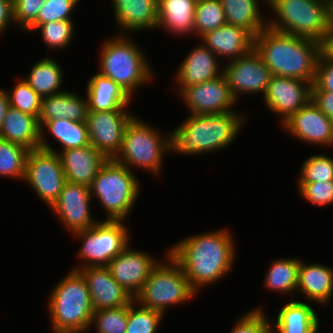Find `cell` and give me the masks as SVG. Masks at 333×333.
Wrapping results in <instances>:
<instances>
[{
  "label": "cell",
  "mask_w": 333,
  "mask_h": 333,
  "mask_svg": "<svg viewBox=\"0 0 333 333\" xmlns=\"http://www.w3.org/2000/svg\"><path fill=\"white\" fill-rule=\"evenodd\" d=\"M228 229L182 238L167 251L182 267L191 288L213 285L228 275L236 258L235 241ZM228 273V274H227Z\"/></svg>",
  "instance_id": "cell-1"
},
{
  "label": "cell",
  "mask_w": 333,
  "mask_h": 333,
  "mask_svg": "<svg viewBox=\"0 0 333 333\" xmlns=\"http://www.w3.org/2000/svg\"><path fill=\"white\" fill-rule=\"evenodd\" d=\"M254 50L272 75L314 83L320 43L267 26L254 37Z\"/></svg>",
  "instance_id": "cell-2"
},
{
  "label": "cell",
  "mask_w": 333,
  "mask_h": 333,
  "mask_svg": "<svg viewBox=\"0 0 333 333\" xmlns=\"http://www.w3.org/2000/svg\"><path fill=\"white\" fill-rule=\"evenodd\" d=\"M169 135V153L199 155L215 153L232 145L248 115L230 111L220 114L188 115Z\"/></svg>",
  "instance_id": "cell-3"
},
{
  "label": "cell",
  "mask_w": 333,
  "mask_h": 333,
  "mask_svg": "<svg viewBox=\"0 0 333 333\" xmlns=\"http://www.w3.org/2000/svg\"><path fill=\"white\" fill-rule=\"evenodd\" d=\"M54 287L47 307L53 333H85L91 329L94 309L83 275L71 269Z\"/></svg>",
  "instance_id": "cell-4"
},
{
  "label": "cell",
  "mask_w": 333,
  "mask_h": 333,
  "mask_svg": "<svg viewBox=\"0 0 333 333\" xmlns=\"http://www.w3.org/2000/svg\"><path fill=\"white\" fill-rule=\"evenodd\" d=\"M117 35L103 41L101 45L99 73L118 84L132 97L141 85L153 81V68L131 36Z\"/></svg>",
  "instance_id": "cell-5"
},
{
  "label": "cell",
  "mask_w": 333,
  "mask_h": 333,
  "mask_svg": "<svg viewBox=\"0 0 333 333\" xmlns=\"http://www.w3.org/2000/svg\"><path fill=\"white\" fill-rule=\"evenodd\" d=\"M271 29L322 43L330 30V0H267Z\"/></svg>",
  "instance_id": "cell-6"
},
{
  "label": "cell",
  "mask_w": 333,
  "mask_h": 333,
  "mask_svg": "<svg viewBox=\"0 0 333 333\" xmlns=\"http://www.w3.org/2000/svg\"><path fill=\"white\" fill-rule=\"evenodd\" d=\"M135 172L107 159L90 185L92 198L96 197L107 214L105 220H125L134 208L140 192Z\"/></svg>",
  "instance_id": "cell-7"
},
{
  "label": "cell",
  "mask_w": 333,
  "mask_h": 333,
  "mask_svg": "<svg viewBox=\"0 0 333 333\" xmlns=\"http://www.w3.org/2000/svg\"><path fill=\"white\" fill-rule=\"evenodd\" d=\"M196 294L182 267L167 252L166 260H159L153 267L143 287L133 299L138 305L165 314L170 306L184 304L195 298Z\"/></svg>",
  "instance_id": "cell-8"
},
{
  "label": "cell",
  "mask_w": 333,
  "mask_h": 333,
  "mask_svg": "<svg viewBox=\"0 0 333 333\" xmlns=\"http://www.w3.org/2000/svg\"><path fill=\"white\" fill-rule=\"evenodd\" d=\"M160 132L135 115L125 128L122 148L115 160L131 171L141 168L159 175L163 158L169 153V135Z\"/></svg>",
  "instance_id": "cell-9"
},
{
  "label": "cell",
  "mask_w": 333,
  "mask_h": 333,
  "mask_svg": "<svg viewBox=\"0 0 333 333\" xmlns=\"http://www.w3.org/2000/svg\"><path fill=\"white\" fill-rule=\"evenodd\" d=\"M128 229L124 225V220H99L89 229L73 233L82 242L77 256L83 264L75 266L73 269L107 266L131 243Z\"/></svg>",
  "instance_id": "cell-10"
},
{
  "label": "cell",
  "mask_w": 333,
  "mask_h": 333,
  "mask_svg": "<svg viewBox=\"0 0 333 333\" xmlns=\"http://www.w3.org/2000/svg\"><path fill=\"white\" fill-rule=\"evenodd\" d=\"M23 181L51 208L66 182L59 154L42 148L30 150Z\"/></svg>",
  "instance_id": "cell-11"
},
{
  "label": "cell",
  "mask_w": 333,
  "mask_h": 333,
  "mask_svg": "<svg viewBox=\"0 0 333 333\" xmlns=\"http://www.w3.org/2000/svg\"><path fill=\"white\" fill-rule=\"evenodd\" d=\"M126 108L127 106L111 111L88 110L86 123L90 144L107 159H115L119 154L125 128L135 116L126 111Z\"/></svg>",
  "instance_id": "cell-12"
},
{
  "label": "cell",
  "mask_w": 333,
  "mask_h": 333,
  "mask_svg": "<svg viewBox=\"0 0 333 333\" xmlns=\"http://www.w3.org/2000/svg\"><path fill=\"white\" fill-rule=\"evenodd\" d=\"M223 66V74L237 102L242 94L264 96L272 73L254 48L245 56L228 61Z\"/></svg>",
  "instance_id": "cell-13"
},
{
  "label": "cell",
  "mask_w": 333,
  "mask_h": 333,
  "mask_svg": "<svg viewBox=\"0 0 333 333\" xmlns=\"http://www.w3.org/2000/svg\"><path fill=\"white\" fill-rule=\"evenodd\" d=\"M178 95L183 99L190 115L235 111L233 107L237 103L224 74L200 84L187 86Z\"/></svg>",
  "instance_id": "cell-14"
},
{
  "label": "cell",
  "mask_w": 333,
  "mask_h": 333,
  "mask_svg": "<svg viewBox=\"0 0 333 333\" xmlns=\"http://www.w3.org/2000/svg\"><path fill=\"white\" fill-rule=\"evenodd\" d=\"M91 198L90 187L66 181L50 209L65 229L73 234L89 229L99 221L90 213Z\"/></svg>",
  "instance_id": "cell-15"
},
{
  "label": "cell",
  "mask_w": 333,
  "mask_h": 333,
  "mask_svg": "<svg viewBox=\"0 0 333 333\" xmlns=\"http://www.w3.org/2000/svg\"><path fill=\"white\" fill-rule=\"evenodd\" d=\"M312 83L272 75L263 101L280 118L281 125L311 100Z\"/></svg>",
  "instance_id": "cell-16"
},
{
  "label": "cell",
  "mask_w": 333,
  "mask_h": 333,
  "mask_svg": "<svg viewBox=\"0 0 333 333\" xmlns=\"http://www.w3.org/2000/svg\"><path fill=\"white\" fill-rule=\"evenodd\" d=\"M282 127L304 143L333 146V121L312 100L295 112Z\"/></svg>",
  "instance_id": "cell-17"
},
{
  "label": "cell",
  "mask_w": 333,
  "mask_h": 333,
  "mask_svg": "<svg viewBox=\"0 0 333 333\" xmlns=\"http://www.w3.org/2000/svg\"><path fill=\"white\" fill-rule=\"evenodd\" d=\"M158 262L151 253L132 249L129 244L107 267L115 281L134 298Z\"/></svg>",
  "instance_id": "cell-18"
},
{
  "label": "cell",
  "mask_w": 333,
  "mask_h": 333,
  "mask_svg": "<svg viewBox=\"0 0 333 333\" xmlns=\"http://www.w3.org/2000/svg\"><path fill=\"white\" fill-rule=\"evenodd\" d=\"M90 292L94 310L129 304L133 297L113 278L107 266H89L78 270Z\"/></svg>",
  "instance_id": "cell-19"
},
{
  "label": "cell",
  "mask_w": 333,
  "mask_h": 333,
  "mask_svg": "<svg viewBox=\"0 0 333 333\" xmlns=\"http://www.w3.org/2000/svg\"><path fill=\"white\" fill-rule=\"evenodd\" d=\"M218 60L220 59L209 48L202 43L197 44L185 56L175 73L178 85L176 93L179 94L187 86L200 84L223 74L224 66L221 67Z\"/></svg>",
  "instance_id": "cell-20"
},
{
  "label": "cell",
  "mask_w": 333,
  "mask_h": 333,
  "mask_svg": "<svg viewBox=\"0 0 333 333\" xmlns=\"http://www.w3.org/2000/svg\"><path fill=\"white\" fill-rule=\"evenodd\" d=\"M201 43L218 58L235 60L254 48V37L244 28L225 24L200 37Z\"/></svg>",
  "instance_id": "cell-21"
},
{
  "label": "cell",
  "mask_w": 333,
  "mask_h": 333,
  "mask_svg": "<svg viewBox=\"0 0 333 333\" xmlns=\"http://www.w3.org/2000/svg\"><path fill=\"white\" fill-rule=\"evenodd\" d=\"M66 181L90 187L107 158L91 144L59 153Z\"/></svg>",
  "instance_id": "cell-22"
},
{
  "label": "cell",
  "mask_w": 333,
  "mask_h": 333,
  "mask_svg": "<svg viewBox=\"0 0 333 333\" xmlns=\"http://www.w3.org/2000/svg\"><path fill=\"white\" fill-rule=\"evenodd\" d=\"M114 18L120 34L157 27L158 0H112ZM129 32V33H128Z\"/></svg>",
  "instance_id": "cell-23"
},
{
  "label": "cell",
  "mask_w": 333,
  "mask_h": 333,
  "mask_svg": "<svg viewBox=\"0 0 333 333\" xmlns=\"http://www.w3.org/2000/svg\"><path fill=\"white\" fill-rule=\"evenodd\" d=\"M306 297L307 302L326 305L333 298V267L320 263L308 264L300 261L297 293Z\"/></svg>",
  "instance_id": "cell-24"
},
{
  "label": "cell",
  "mask_w": 333,
  "mask_h": 333,
  "mask_svg": "<svg viewBox=\"0 0 333 333\" xmlns=\"http://www.w3.org/2000/svg\"><path fill=\"white\" fill-rule=\"evenodd\" d=\"M272 324V333H318L319 317L309 302L289 299Z\"/></svg>",
  "instance_id": "cell-25"
},
{
  "label": "cell",
  "mask_w": 333,
  "mask_h": 333,
  "mask_svg": "<svg viewBox=\"0 0 333 333\" xmlns=\"http://www.w3.org/2000/svg\"><path fill=\"white\" fill-rule=\"evenodd\" d=\"M88 110L86 97L64 90L42 98L38 123L41 126L46 121L56 119L86 122Z\"/></svg>",
  "instance_id": "cell-26"
},
{
  "label": "cell",
  "mask_w": 333,
  "mask_h": 333,
  "mask_svg": "<svg viewBox=\"0 0 333 333\" xmlns=\"http://www.w3.org/2000/svg\"><path fill=\"white\" fill-rule=\"evenodd\" d=\"M197 0H158V21L161 27L174 35H194Z\"/></svg>",
  "instance_id": "cell-27"
},
{
  "label": "cell",
  "mask_w": 333,
  "mask_h": 333,
  "mask_svg": "<svg viewBox=\"0 0 333 333\" xmlns=\"http://www.w3.org/2000/svg\"><path fill=\"white\" fill-rule=\"evenodd\" d=\"M45 128V129H44ZM49 133L62 145L60 151L51 147L45 136ZM90 145L89 132L86 122L69 121L64 119L49 120L40 126V148L60 153L71 148H81Z\"/></svg>",
  "instance_id": "cell-28"
},
{
  "label": "cell",
  "mask_w": 333,
  "mask_h": 333,
  "mask_svg": "<svg viewBox=\"0 0 333 333\" xmlns=\"http://www.w3.org/2000/svg\"><path fill=\"white\" fill-rule=\"evenodd\" d=\"M88 109L91 111H111L129 106L131 97L115 82L99 72L94 74L86 85Z\"/></svg>",
  "instance_id": "cell-29"
},
{
  "label": "cell",
  "mask_w": 333,
  "mask_h": 333,
  "mask_svg": "<svg viewBox=\"0 0 333 333\" xmlns=\"http://www.w3.org/2000/svg\"><path fill=\"white\" fill-rule=\"evenodd\" d=\"M0 139L23 145L30 150L40 148L38 119L10 106L0 129Z\"/></svg>",
  "instance_id": "cell-30"
},
{
  "label": "cell",
  "mask_w": 333,
  "mask_h": 333,
  "mask_svg": "<svg viewBox=\"0 0 333 333\" xmlns=\"http://www.w3.org/2000/svg\"><path fill=\"white\" fill-rule=\"evenodd\" d=\"M220 1L224 9L226 24L242 27L253 37L268 26V20L261 14L259 0ZM261 1L267 3V0Z\"/></svg>",
  "instance_id": "cell-31"
},
{
  "label": "cell",
  "mask_w": 333,
  "mask_h": 333,
  "mask_svg": "<svg viewBox=\"0 0 333 333\" xmlns=\"http://www.w3.org/2000/svg\"><path fill=\"white\" fill-rule=\"evenodd\" d=\"M59 62L52 57L40 58L22 79L41 97L64 92L60 91L64 81V72Z\"/></svg>",
  "instance_id": "cell-32"
},
{
  "label": "cell",
  "mask_w": 333,
  "mask_h": 333,
  "mask_svg": "<svg viewBox=\"0 0 333 333\" xmlns=\"http://www.w3.org/2000/svg\"><path fill=\"white\" fill-rule=\"evenodd\" d=\"M300 258H279L271 262L264 278V288L272 292L290 294L294 299L297 293L298 269Z\"/></svg>",
  "instance_id": "cell-33"
},
{
  "label": "cell",
  "mask_w": 333,
  "mask_h": 333,
  "mask_svg": "<svg viewBox=\"0 0 333 333\" xmlns=\"http://www.w3.org/2000/svg\"><path fill=\"white\" fill-rule=\"evenodd\" d=\"M29 151L23 145L0 139V176L23 181Z\"/></svg>",
  "instance_id": "cell-34"
},
{
  "label": "cell",
  "mask_w": 333,
  "mask_h": 333,
  "mask_svg": "<svg viewBox=\"0 0 333 333\" xmlns=\"http://www.w3.org/2000/svg\"><path fill=\"white\" fill-rule=\"evenodd\" d=\"M226 24L220 0H197L195 7L194 36L200 38Z\"/></svg>",
  "instance_id": "cell-35"
},
{
  "label": "cell",
  "mask_w": 333,
  "mask_h": 333,
  "mask_svg": "<svg viewBox=\"0 0 333 333\" xmlns=\"http://www.w3.org/2000/svg\"><path fill=\"white\" fill-rule=\"evenodd\" d=\"M163 317V313L138 305L133 299L129 303L126 333H157Z\"/></svg>",
  "instance_id": "cell-36"
},
{
  "label": "cell",
  "mask_w": 333,
  "mask_h": 333,
  "mask_svg": "<svg viewBox=\"0 0 333 333\" xmlns=\"http://www.w3.org/2000/svg\"><path fill=\"white\" fill-rule=\"evenodd\" d=\"M128 309L129 304L94 310L90 327H95L96 333H126Z\"/></svg>",
  "instance_id": "cell-37"
},
{
  "label": "cell",
  "mask_w": 333,
  "mask_h": 333,
  "mask_svg": "<svg viewBox=\"0 0 333 333\" xmlns=\"http://www.w3.org/2000/svg\"><path fill=\"white\" fill-rule=\"evenodd\" d=\"M75 24L73 19L65 21H50L39 25L34 31H40L43 42L49 49L61 50L73 41Z\"/></svg>",
  "instance_id": "cell-38"
},
{
  "label": "cell",
  "mask_w": 333,
  "mask_h": 333,
  "mask_svg": "<svg viewBox=\"0 0 333 333\" xmlns=\"http://www.w3.org/2000/svg\"><path fill=\"white\" fill-rule=\"evenodd\" d=\"M11 90L12 91L6 90L10 106L21 112L33 115L38 119L41 111L42 98L30 85L20 78Z\"/></svg>",
  "instance_id": "cell-39"
},
{
  "label": "cell",
  "mask_w": 333,
  "mask_h": 333,
  "mask_svg": "<svg viewBox=\"0 0 333 333\" xmlns=\"http://www.w3.org/2000/svg\"><path fill=\"white\" fill-rule=\"evenodd\" d=\"M301 167L298 183L333 181V158L327 154L312 155Z\"/></svg>",
  "instance_id": "cell-40"
},
{
  "label": "cell",
  "mask_w": 333,
  "mask_h": 333,
  "mask_svg": "<svg viewBox=\"0 0 333 333\" xmlns=\"http://www.w3.org/2000/svg\"><path fill=\"white\" fill-rule=\"evenodd\" d=\"M80 0H46L39 10L37 20L26 30L34 32L41 24L50 21H65L72 19V11L79 4Z\"/></svg>",
  "instance_id": "cell-41"
},
{
  "label": "cell",
  "mask_w": 333,
  "mask_h": 333,
  "mask_svg": "<svg viewBox=\"0 0 333 333\" xmlns=\"http://www.w3.org/2000/svg\"><path fill=\"white\" fill-rule=\"evenodd\" d=\"M238 319L230 333H272V321L262 307L252 308Z\"/></svg>",
  "instance_id": "cell-42"
},
{
  "label": "cell",
  "mask_w": 333,
  "mask_h": 333,
  "mask_svg": "<svg viewBox=\"0 0 333 333\" xmlns=\"http://www.w3.org/2000/svg\"><path fill=\"white\" fill-rule=\"evenodd\" d=\"M298 191L302 199L315 206L333 204V181L298 183Z\"/></svg>",
  "instance_id": "cell-43"
},
{
  "label": "cell",
  "mask_w": 333,
  "mask_h": 333,
  "mask_svg": "<svg viewBox=\"0 0 333 333\" xmlns=\"http://www.w3.org/2000/svg\"><path fill=\"white\" fill-rule=\"evenodd\" d=\"M46 0H13L15 25L26 31L36 20Z\"/></svg>",
  "instance_id": "cell-44"
},
{
  "label": "cell",
  "mask_w": 333,
  "mask_h": 333,
  "mask_svg": "<svg viewBox=\"0 0 333 333\" xmlns=\"http://www.w3.org/2000/svg\"><path fill=\"white\" fill-rule=\"evenodd\" d=\"M311 90L333 92V60L320 53L316 67V77Z\"/></svg>",
  "instance_id": "cell-45"
},
{
  "label": "cell",
  "mask_w": 333,
  "mask_h": 333,
  "mask_svg": "<svg viewBox=\"0 0 333 333\" xmlns=\"http://www.w3.org/2000/svg\"><path fill=\"white\" fill-rule=\"evenodd\" d=\"M312 102L333 121V92L311 90Z\"/></svg>",
  "instance_id": "cell-46"
},
{
  "label": "cell",
  "mask_w": 333,
  "mask_h": 333,
  "mask_svg": "<svg viewBox=\"0 0 333 333\" xmlns=\"http://www.w3.org/2000/svg\"><path fill=\"white\" fill-rule=\"evenodd\" d=\"M14 23L13 1L0 0V35L3 34L7 27Z\"/></svg>",
  "instance_id": "cell-47"
},
{
  "label": "cell",
  "mask_w": 333,
  "mask_h": 333,
  "mask_svg": "<svg viewBox=\"0 0 333 333\" xmlns=\"http://www.w3.org/2000/svg\"><path fill=\"white\" fill-rule=\"evenodd\" d=\"M321 52L328 59L333 60V29L331 27L321 43Z\"/></svg>",
  "instance_id": "cell-48"
},
{
  "label": "cell",
  "mask_w": 333,
  "mask_h": 333,
  "mask_svg": "<svg viewBox=\"0 0 333 333\" xmlns=\"http://www.w3.org/2000/svg\"><path fill=\"white\" fill-rule=\"evenodd\" d=\"M9 108L10 104L6 90L4 88H0V129Z\"/></svg>",
  "instance_id": "cell-49"
},
{
  "label": "cell",
  "mask_w": 333,
  "mask_h": 333,
  "mask_svg": "<svg viewBox=\"0 0 333 333\" xmlns=\"http://www.w3.org/2000/svg\"><path fill=\"white\" fill-rule=\"evenodd\" d=\"M330 27L333 29V0H330Z\"/></svg>",
  "instance_id": "cell-50"
}]
</instances>
